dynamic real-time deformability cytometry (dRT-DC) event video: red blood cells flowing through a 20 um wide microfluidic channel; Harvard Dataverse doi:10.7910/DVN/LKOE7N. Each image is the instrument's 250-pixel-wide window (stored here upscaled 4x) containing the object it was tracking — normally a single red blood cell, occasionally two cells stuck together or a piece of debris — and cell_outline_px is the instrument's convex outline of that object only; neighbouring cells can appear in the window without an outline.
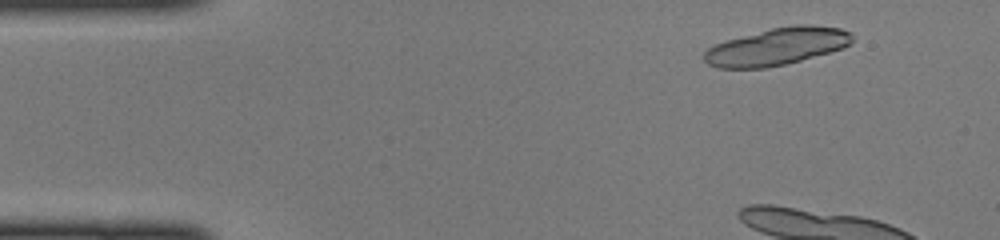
{"species": "common noctule bat (a hibernating species)", "species_latin": "Nyctalus noctula", "temperature_condition": "cold", "stored_images_in_passage": 10, "camera_frame_rate_fps": 3000, "um_per_image_px": 0.085, "animal": {"sex": "female", "body_mass_g": 22.0, "forearm_length_mm": 56.7}, "frame": {"image": 1, "passage_image": 5, "time_ms": 1.333, "image_size_px": [1000, 240], "cell_outline_px": [[852, 40], [844, 48], [800, 60], [784, 64], [764, 68], [716, 68], [708, 64], [704, 60], [704, 52], [708, 48], [716, 44], [728, 40], [772, 28], [796, 24], [812, 24], [840, 28], [852, 32]], "centroid_in_image_um": [66.06, 3.95], "position_along_channel_um": 18.9, "area_um2": 31.91}}